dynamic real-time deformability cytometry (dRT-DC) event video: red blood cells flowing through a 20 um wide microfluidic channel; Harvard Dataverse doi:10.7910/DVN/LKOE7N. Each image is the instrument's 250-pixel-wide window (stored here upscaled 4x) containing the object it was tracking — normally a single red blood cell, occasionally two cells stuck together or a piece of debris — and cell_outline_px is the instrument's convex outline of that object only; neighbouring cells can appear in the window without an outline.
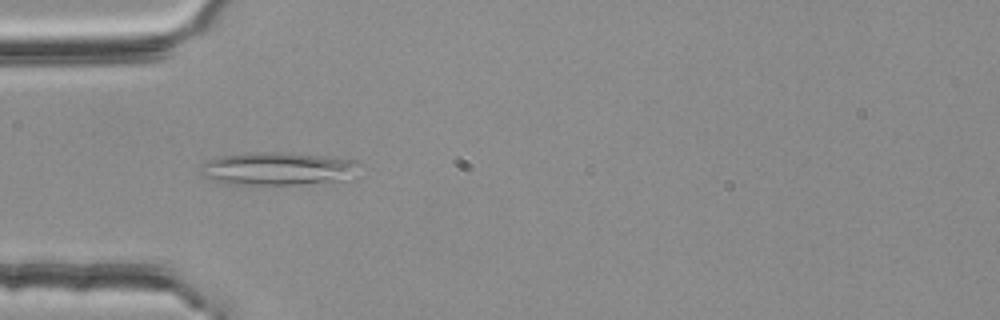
{"species": "common noctule bat (a hibernating species)", "species_latin": "Nyctalus noctula", "temperature_condition": "room temperature", "stored_images_in_passage": 4, "camera_frame_rate_fps": 3000, "um_per_image_px": 0.085, "animal": {"sex": "female", "body_mass_g": 25.1}, "frame": {"image": 1, "passage_image": 4, "time_ms": 1.0, "image_size_px": [1000, 320], "cell_outline_px": [[364, 164], [356, 180], [296, 184], [228, 184], [204, 176], [204, 164], [208, 160], [216, 156], [256, 152], [284, 152], [336, 156], [360, 160]], "centroid_in_image_um": [23.91, 14.32], "position_along_channel_um": 61.1, "area_um2": 31.44}}